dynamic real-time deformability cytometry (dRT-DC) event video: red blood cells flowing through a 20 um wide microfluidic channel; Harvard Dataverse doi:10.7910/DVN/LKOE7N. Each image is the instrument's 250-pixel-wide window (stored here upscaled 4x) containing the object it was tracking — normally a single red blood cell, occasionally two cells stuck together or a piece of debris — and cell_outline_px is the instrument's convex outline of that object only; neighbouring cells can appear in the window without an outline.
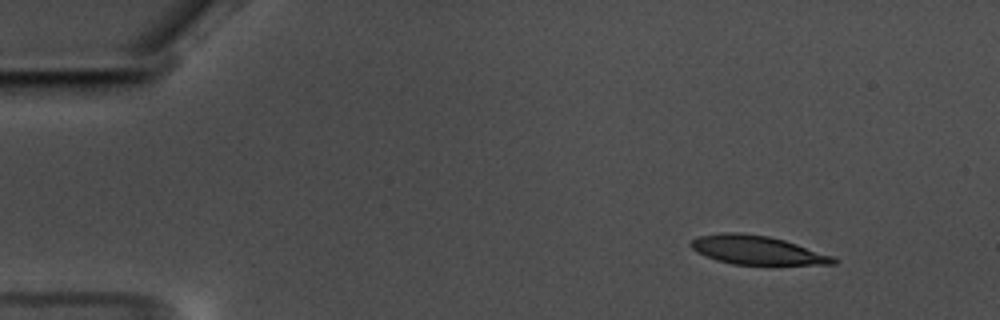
{"species": "common noctule bat (a hibernating species)", "species_latin": "Nyctalus noctula", "temperature_condition": "warm", "stored_images_in_passage": 59, "segment_of_instrument_passage": [1, 2], "camera_frame_rate_fps": 3000, "um_per_image_px": 0.085, "animal": {"sex": "male", "body_mass_g": 17.5, "forearm_length_mm": 52.3}, "frame": {"image": 1, "passage_image": 7, "time_ms": 2.0, "image_size_px": [1000, 320], "cell_outline_px": [[840, 260], [836, 264], [732, 264], [716, 260], [696, 252], [688, 244], [692, 240], [700, 236], [724, 232], [740, 232], [768, 236], [784, 240], [832, 256]], "centroid_in_image_um": [64.31, 21.25], "position_along_channel_um": 20.7, "area_um2": 23.64}}
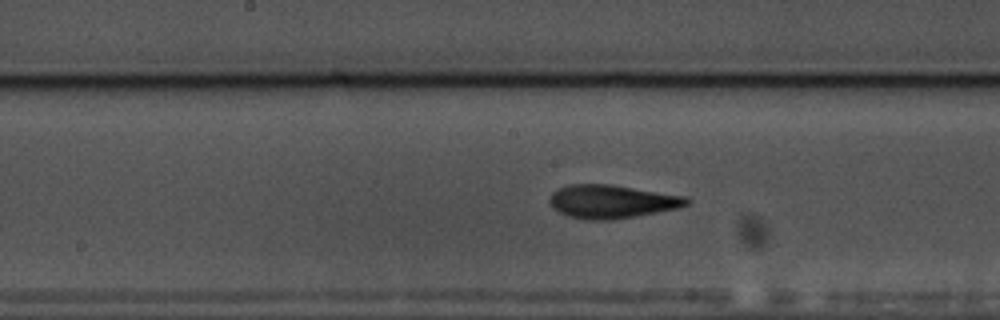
{"frame": {"image": 2, "passage_image": 30, "time_ms": 9.667, "image_size_px": [1000, 320], "cell_outline_px": [[688, 204], [676, 208], [656, 212], [612, 220], [584, 220], [568, 216], [552, 208], [548, 200], [552, 192], [560, 188], [572, 184], [612, 184], [684, 196], [688, 200]], "centroid_in_image_um": [51.94, 17.13], "position_along_channel_um": 196.3, "area_um2": 26.47}}
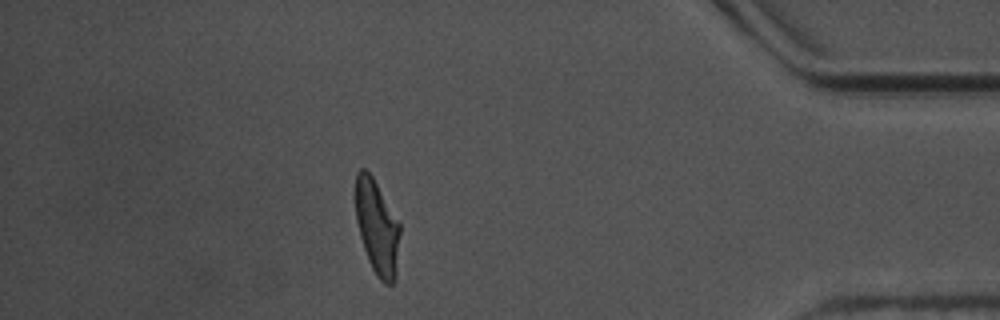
{"frame": {"image": 3, "passage_image": 51, "time_ms": 16.667, "image_size_px": [1000, 320], "cell_outline_px": [[400, 232], [396, 280], [392, 284], [384, 284], [376, 276], [368, 260], [360, 236], [356, 220], [356, 172], [360, 168], [364, 168], [372, 176], [400, 224]], "centroid_in_image_um": [32.06, 19.36], "position_along_channel_um": 403.1, "area_um2": 24.39}}